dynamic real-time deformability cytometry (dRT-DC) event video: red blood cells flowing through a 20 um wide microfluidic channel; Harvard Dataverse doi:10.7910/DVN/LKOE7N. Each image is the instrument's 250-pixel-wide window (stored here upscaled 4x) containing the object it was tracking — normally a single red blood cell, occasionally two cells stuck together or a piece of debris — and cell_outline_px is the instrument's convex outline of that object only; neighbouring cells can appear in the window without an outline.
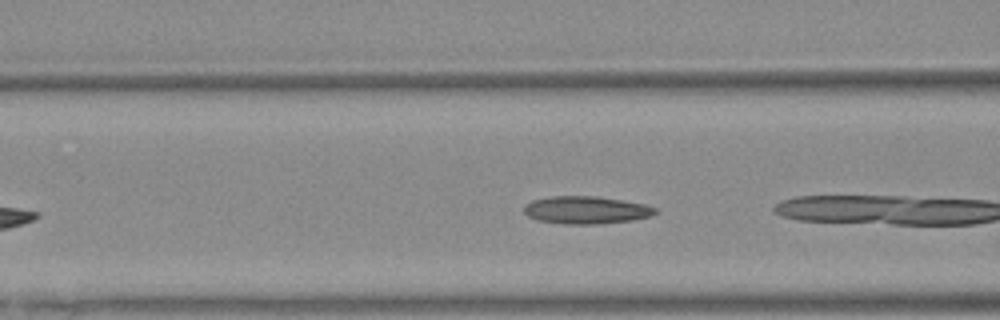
{"species": "Egyptian fruit bat (a non-hibernating species)", "species_latin": "Rousettus aegyptiacus", "temperature_condition": "warm", "stored_images_in_passage": 11, "camera_frame_rate_fps": 3000, "um_per_image_px": 0.085, "animal": {"sex": "female"}, "frame": {"image": 1, "passage_image": 10, "time_ms": 3.0, "image_size_px": [1000, 320], "cell_outline_px": [[656, 212], [652, 216], [632, 220], [600, 224], [564, 224], [540, 220], [528, 216], [524, 212], [524, 204], [532, 200], [548, 196], [596, 196], [644, 204], [656, 208]], "centroid_in_image_um": [49.8, 17.85], "position_along_channel_um": 116.8, "area_um2": 21.1}}